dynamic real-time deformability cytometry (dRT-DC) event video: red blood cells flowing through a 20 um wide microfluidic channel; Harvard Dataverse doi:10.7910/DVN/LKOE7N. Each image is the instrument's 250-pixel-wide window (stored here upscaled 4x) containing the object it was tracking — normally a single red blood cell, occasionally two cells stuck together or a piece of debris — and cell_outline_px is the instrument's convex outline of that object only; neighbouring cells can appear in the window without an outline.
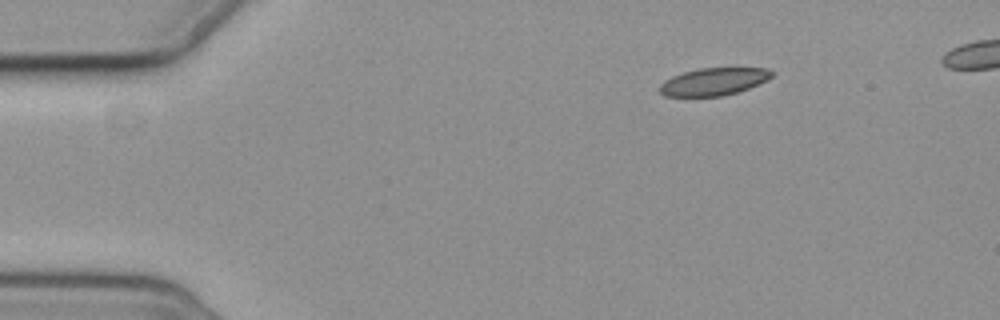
{"species": "common noctule bat (a hibernating species)", "species_latin": "Nyctalus noctula", "temperature_condition": "cold", "stored_images_in_passage": 2, "camera_frame_rate_fps": 3000, "um_per_image_px": 0.085, "animal": {"sex": "female", "body_mass_g": 19.3, "forearm_length_mm": 54.1}, "frame": {"image": 1, "passage_image": 2, "time_ms": 1.333, "image_size_px": [1000, 320], "cell_outline_px": [[776, 72], [768, 80], [748, 88], [724, 96], [664, 96], [660, 92], [660, 84], [664, 80], [672, 76], [696, 68], [768, 68]], "centroid_in_image_um": [60.68, 6.93], "position_along_channel_um": 24.3, "area_um2": 18.03}}